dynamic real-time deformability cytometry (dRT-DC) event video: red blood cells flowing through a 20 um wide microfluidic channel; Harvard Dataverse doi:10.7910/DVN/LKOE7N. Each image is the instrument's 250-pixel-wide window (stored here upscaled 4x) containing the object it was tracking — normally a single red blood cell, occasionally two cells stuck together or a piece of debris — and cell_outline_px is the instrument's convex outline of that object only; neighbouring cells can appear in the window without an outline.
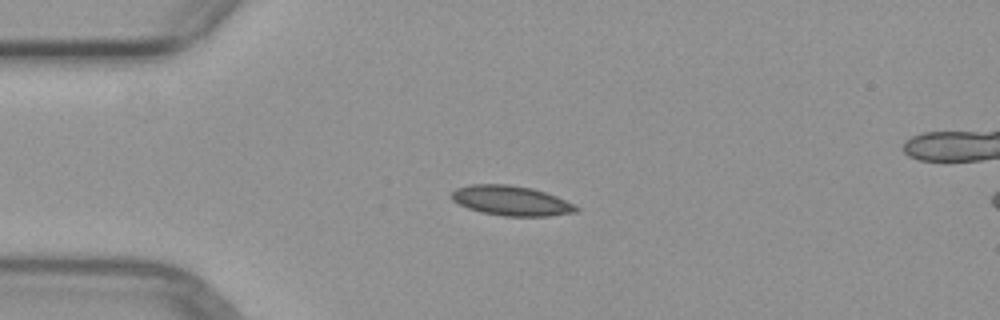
{"species": "common noctule bat (a hibernating species)", "species_latin": "Nyctalus noctula", "temperature_condition": "warm", "stored_images_in_passage": 4, "camera_frame_rate_fps": 3000, "um_per_image_px": 0.085, "animal": {"sex": "female", "body_mass_g": 29.2, "forearm_length_mm": 56.3}, "frame": {"image": 1, "passage_image": 2, "time_ms": 2.0, "image_size_px": [1000, 320], "cell_outline_px": [[580, 208], [576, 212], [548, 216], [504, 216], [480, 212], [468, 208], [452, 200], [448, 196], [456, 188], [468, 184], [508, 184], [532, 188], [556, 196]], "centroid_in_image_um": [43.4, 17.05], "position_along_channel_um": 41.6, "area_um2": 21.68}}
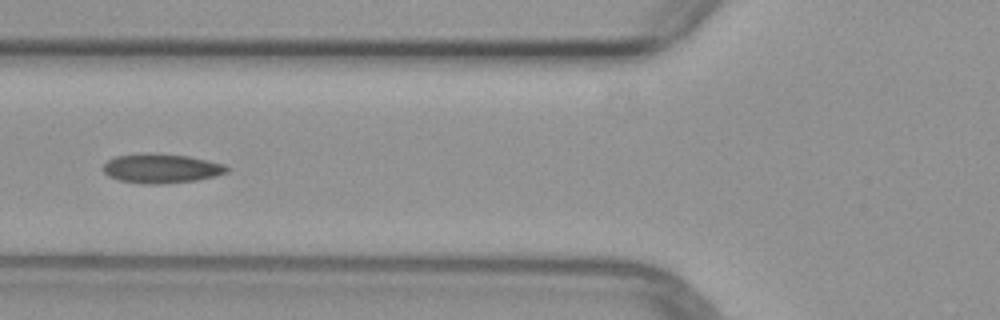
{"frame": {"image": 2, "passage_image": 4, "time_ms": 4.333, "image_size_px": [1000, 320], "cell_outline_px": [[228, 172], [196, 180], [160, 184], [144, 184], [120, 180], [108, 176], [104, 172], [104, 164], [108, 160], [116, 156], [188, 156], [224, 164], [228, 168]], "centroid_in_image_um": [13.73, 14.37], "position_along_channel_um": 112.1, "area_um2": 19.94}}